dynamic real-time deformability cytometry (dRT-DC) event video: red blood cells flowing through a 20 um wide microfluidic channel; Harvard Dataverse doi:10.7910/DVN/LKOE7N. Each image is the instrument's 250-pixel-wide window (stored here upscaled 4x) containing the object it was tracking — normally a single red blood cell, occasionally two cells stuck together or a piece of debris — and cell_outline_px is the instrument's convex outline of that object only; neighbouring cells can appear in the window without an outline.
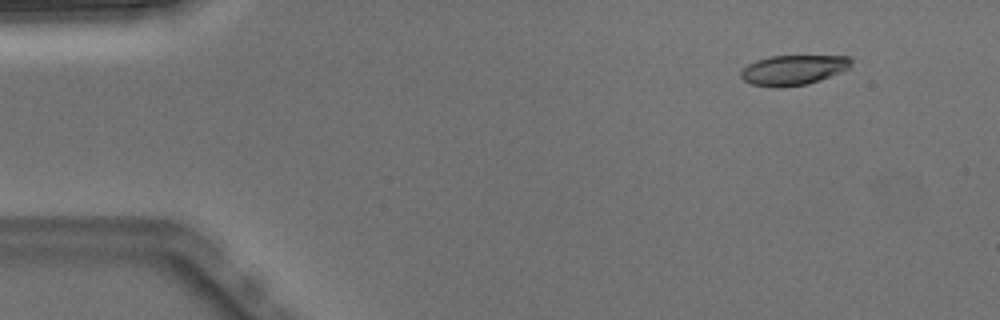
{"species": "Egyptian fruit bat (a non-hibernating species)", "species_latin": "Rousettus aegyptiacus", "temperature_condition": "warm", "stored_images_in_passage": 5, "camera_frame_rate_fps": 3000, "um_per_image_px": 0.085, "animal": {"sex": "male"}, "frame": {"image": 1, "passage_image": 1, "time_ms": 0.0, "image_size_px": [1000, 320], "cell_outline_px": [[852, 60], [848, 68], [840, 72], [820, 80], [808, 84], [780, 88], [776, 88], [752, 84], [744, 80], [740, 76], [740, 72], [748, 64], [756, 60], [772, 56], [852, 56]], "centroid_in_image_um": [67.42, 5.95], "position_along_channel_um": 17.6, "area_um2": 19.25}}
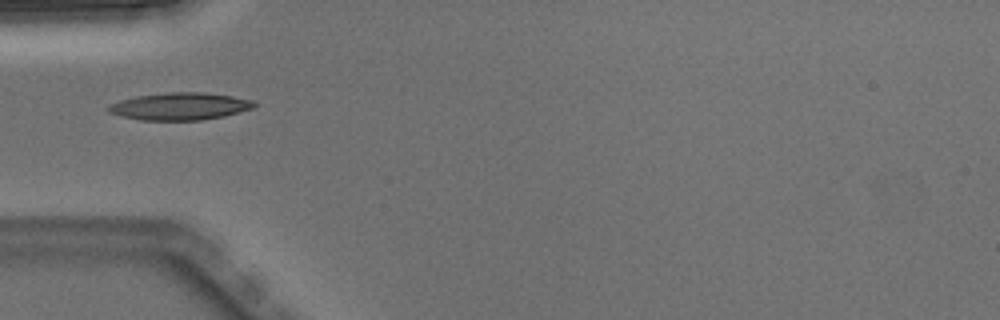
{"frame": {"image": 2, "passage_image": 4, "time_ms": 1.0, "image_size_px": [1000, 320], "cell_outline_px": [[256, 104], [252, 108], [224, 116], [200, 120], [140, 120], [120, 116], [108, 112], [108, 108], [112, 104], [120, 100], [136, 96], [168, 92], [204, 92], [232, 96], [252, 100]], "centroid_in_image_um": [15.28, 9.03], "position_along_channel_um": 69.7, "area_um2": 23.06}}